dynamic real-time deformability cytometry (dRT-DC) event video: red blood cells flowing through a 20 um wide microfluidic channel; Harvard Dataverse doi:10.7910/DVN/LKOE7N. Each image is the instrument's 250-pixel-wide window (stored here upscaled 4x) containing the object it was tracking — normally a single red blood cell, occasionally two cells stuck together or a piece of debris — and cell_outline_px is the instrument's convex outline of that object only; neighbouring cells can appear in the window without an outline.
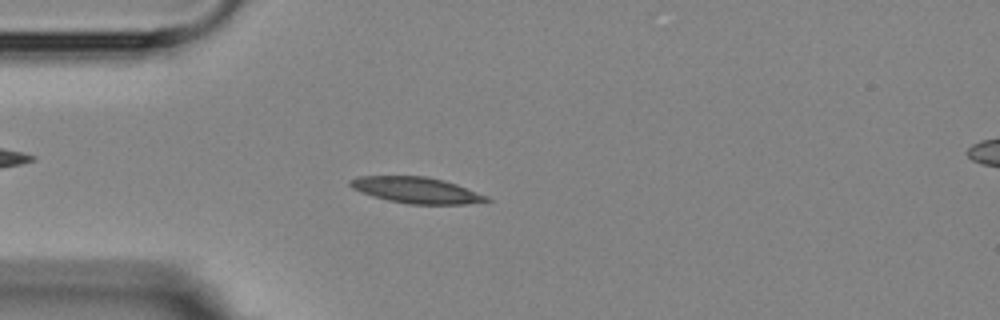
{"species": "Egyptian fruit bat (a non-hibernating species)", "species_latin": "Rousettus aegyptiacus", "temperature_condition": "room temperature", "stored_images_in_passage": 1, "camera_frame_rate_fps": 3000, "um_per_image_px": 0.085, "animal": {"sex": "female"}, "frame": {"image": 1, "passage_image": 1, "time_ms": 0.0, "image_size_px": [1000, 320], "cell_outline_px": [[492, 200], [464, 204], [408, 204], [388, 200], [360, 192], [352, 188], [348, 184], [348, 180], [356, 176], [428, 176], [444, 180], [456, 184], [488, 196]], "centroid_in_image_um": [35.36, 16.15], "position_along_channel_um": 49.6, "area_um2": 20.75}}